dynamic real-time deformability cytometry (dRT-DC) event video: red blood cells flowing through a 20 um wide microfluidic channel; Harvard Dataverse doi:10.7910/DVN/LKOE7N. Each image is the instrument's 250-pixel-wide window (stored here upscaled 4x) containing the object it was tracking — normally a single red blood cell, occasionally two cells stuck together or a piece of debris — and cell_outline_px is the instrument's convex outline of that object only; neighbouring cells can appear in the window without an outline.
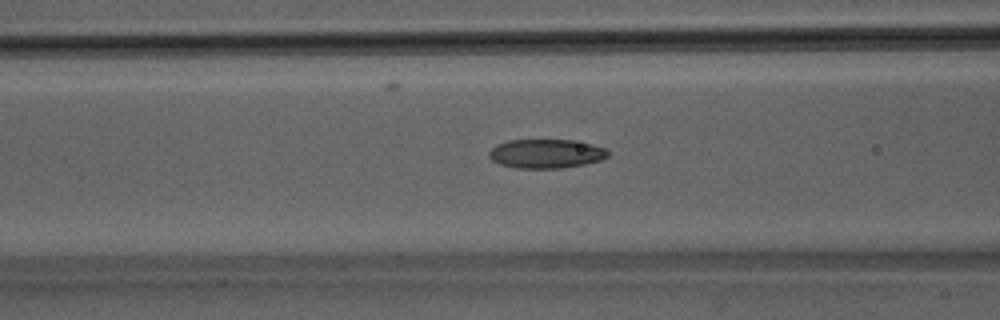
{"species": "Egyptian fruit bat (a non-hibernating species)", "species_latin": "Rousettus aegyptiacus", "temperature_condition": "room temperature", "stored_images_in_passage": 51, "camera_frame_rate_fps": 3000, "um_per_image_px": 0.085, "animal": {"sex": "male"}, "frame": {"image": 1, "passage_image": 21, "time_ms": 6.667, "image_size_px": [1000, 320], "cell_outline_px": [[608, 156], [600, 160], [584, 164], [560, 168], [516, 168], [500, 164], [492, 160], [488, 156], [488, 152], [496, 144], [508, 140], [572, 140], [592, 144], [604, 148], [608, 152]], "centroid_in_image_um": [46.38, 13.06], "position_along_channel_um": 120.2, "area_um2": 20.06}}
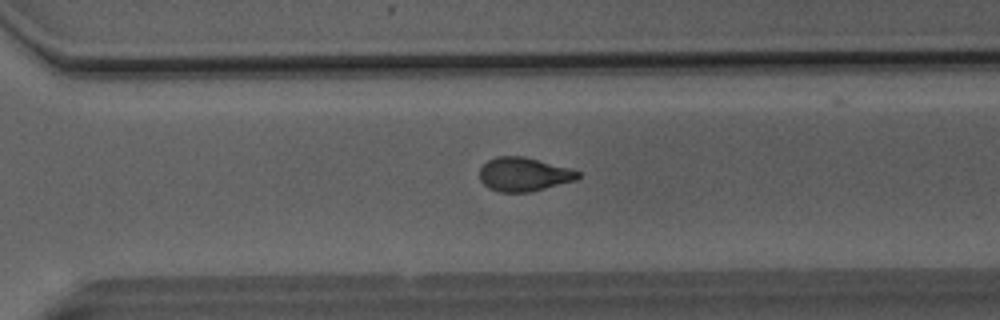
{"frame": {"image": 2, "passage_image": 36, "time_ms": 11.667, "image_size_px": [1000, 320], "cell_outline_px": [[580, 176], [576, 180], [528, 192], [496, 192], [488, 188], [480, 180], [480, 168], [488, 160], [496, 156], [524, 156], [568, 168], [580, 172]], "centroid_in_image_um": [44.49, 14.82], "position_along_channel_um": 326.1, "area_um2": 19.25}}
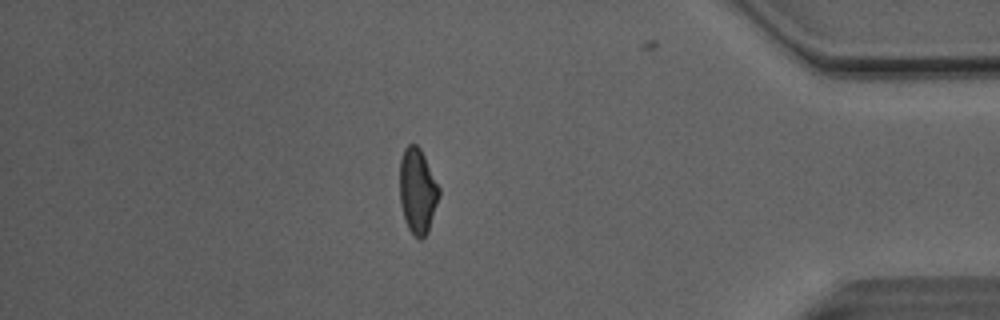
{"frame": {"image": 3, "passage_image": 44, "time_ms": 14.333, "image_size_px": [1000, 320], "cell_outline_px": [[440, 196], [428, 232], [420, 240], [408, 228], [400, 204], [400, 160], [404, 148], [408, 144], [416, 144], [420, 148], [440, 188]], "centroid_in_image_um": [35.5, 16.22], "position_along_channel_um": 399.7, "area_um2": 19.48}, "authors_computed_cell_mechanics": {"area_um2": 20.0566, "velocity_mm_per_s": 4.1305, "shape_relaxation_time_tau1_ms": 6.9915, "shape_relaxation_time_tau2_ms": 1.9994, "deformation_change_tau1": 0.1846, "deformation_change_tau2": 0.0804}}